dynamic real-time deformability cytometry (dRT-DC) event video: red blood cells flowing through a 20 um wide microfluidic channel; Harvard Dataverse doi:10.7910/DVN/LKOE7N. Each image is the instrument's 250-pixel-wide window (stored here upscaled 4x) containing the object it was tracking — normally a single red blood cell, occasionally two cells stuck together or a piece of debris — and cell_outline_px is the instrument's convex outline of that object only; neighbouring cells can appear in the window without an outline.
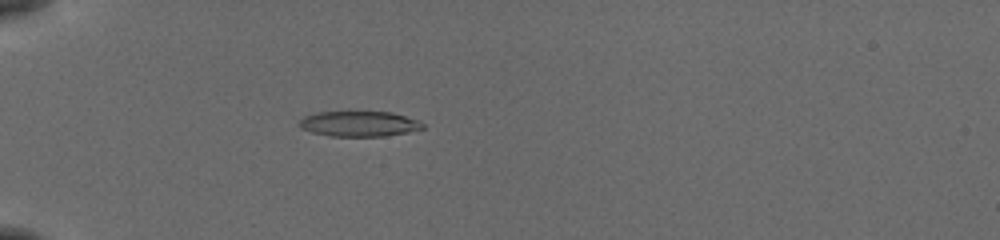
{"species": "common noctule bat (a hibernating species)", "species_latin": "Nyctalus noctula", "temperature_condition": "cold", "stored_images_in_passage": 56, "camera_frame_rate_fps": 3000, "um_per_image_px": 0.085, "animal": {"sex": "female", "body_mass_g": 19.5, "forearm_length_mm": 54.1}, "frame": {"image": 1, "passage_image": 19, "time_ms": 6.0, "image_size_px": [1000, 240], "cell_outline_px": [[424, 128], [408, 132], [384, 136], [332, 136], [312, 132], [300, 128], [296, 124], [304, 116], [316, 112], [348, 108], [392, 112], [420, 120], [424, 124]], "centroid_in_image_um": [30.49, 10.46], "position_along_channel_um": 54.5, "area_um2": 19.42}}
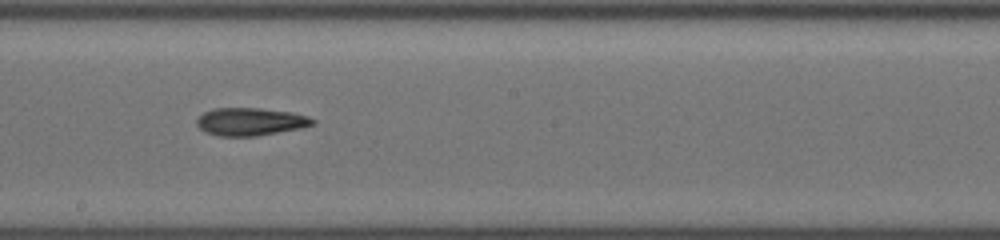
{"frame": {"image": 2, "passage_image": 34, "time_ms": 11.0, "image_size_px": [1000, 240], "cell_outline_px": [[316, 124], [300, 128], [256, 136], [216, 136], [204, 132], [196, 124], [196, 120], [204, 112], [212, 108], [260, 108], [292, 112], [308, 116], [316, 120]], "centroid_in_image_um": [21.28, 10.34], "position_along_channel_um": 226.9, "area_um2": 18.9}}
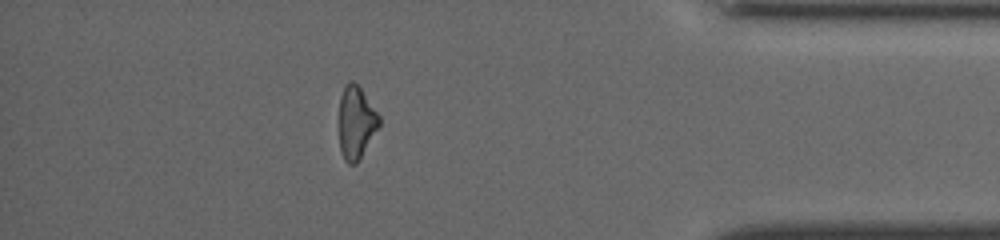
{"frame": {"image": 3, "passage_image": 50, "time_ms": 16.333, "image_size_px": [1000, 240], "cell_outline_px": [[380, 128], [356, 164], [348, 164], [344, 160], [340, 152], [340, 96], [344, 84], [352, 80], [360, 88], [380, 116]], "centroid_in_image_um": [30.28, 10.44], "position_along_channel_um": 404.9, "area_um2": 17.05}, "authors_computed_cell_mechanics": {"area_um2": 19.1318, "velocity_mm_per_s": 3.8764, "shape_relaxation_time_tau1_ms": 2.998, "shape_relaxation_time_tau2_ms": 2.9178, "deformation_change_tau1": 0.1191, "deformation_change_tau2": 0.119}}